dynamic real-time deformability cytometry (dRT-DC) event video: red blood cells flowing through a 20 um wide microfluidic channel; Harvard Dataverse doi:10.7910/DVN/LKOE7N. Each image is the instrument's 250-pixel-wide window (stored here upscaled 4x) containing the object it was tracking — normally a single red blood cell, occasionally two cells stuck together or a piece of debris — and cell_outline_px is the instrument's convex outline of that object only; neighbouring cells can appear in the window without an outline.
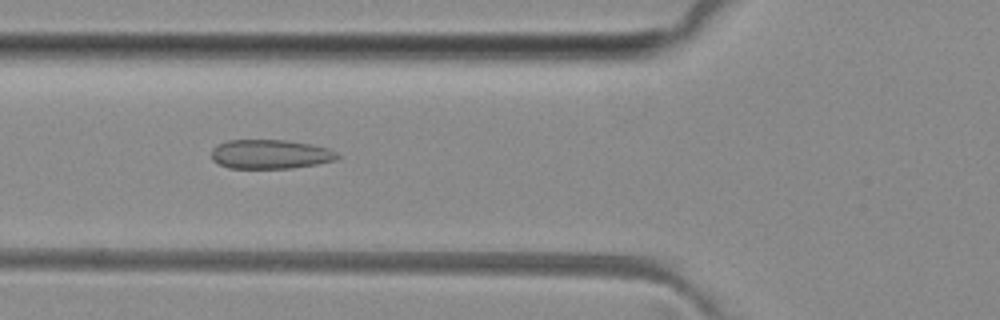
{"species": "common noctule bat (a hibernating species)", "species_latin": "Nyctalus noctula", "temperature_condition": "room temperature", "stored_images_in_passage": 49, "camera_frame_rate_fps": 3000, "um_per_image_px": 0.085, "animal": {"sex": "female", "body_mass_g": 29.2, "forearm_length_mm": 56.3}, "frame": {"image": 1, "passage_image": 17, "time_ms": 5.333, "image_size_px": [1000, 320], "cell_outline_px": [[344, 156], [336, 160], [316, 164], [292, 168], [228, 168], [212, 160], [212, 148], [216, 144], [228, 140], [284, 140], [312, 144], [328, 148]], "centroid_in_image_um": [23.0, 13.1], "position_along_channel_um": 102.8, "area_um2": 21.62}}
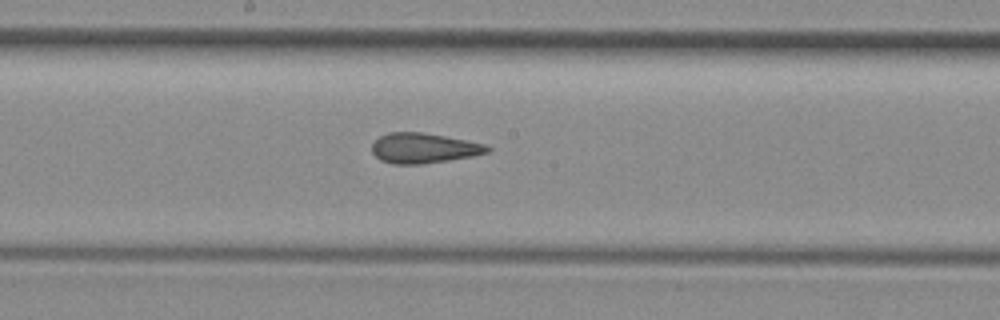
{"frame": {"image": 2, "passage_image": 25, "time_ms": 8.0, "image_size_px": [1000, 320], "cell_outline_px": [[492, 148], [488, 152], [472, 156], [424, 164], [392, 164], [380, 160], [372, 152], [372, 144], [380, 136], [388, 132], [420, 132], [444, 136], [484, 144]], "centroid_in_image_um": [35.98, 12.6], "position_along_channel_um": 212.2, "area_um2": 20.11}}
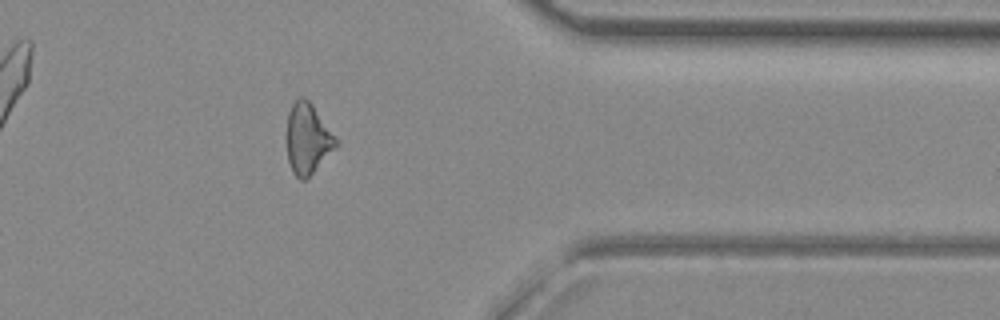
{"frame": {"image": 3, "passage_image": 39, "time_ms": 12.667, "image_size_px": [1000, 320], "cell_outline_px": [[340, 144], [304, 180], [300, 180], [292, 172], [288, 160], [288, 112], [292, 104], [300, 96], [304, 96], [312, 104]], "centroid_in_image_um": [26.16, 11.78], "position_along_channel_um": 385.2, "area_um2": 19.77}, "authors_computed_cell_mechanics": {"area_um2": 21.097, "velocity_mm_per_s": 4.0888, "shape_relaxation_time_tau1_ms": null, "shape_relaxation_time_tau2_ms": 2.4624, "deformation_change_tau1": null, "deformation_change_tau2": 0.1052}}